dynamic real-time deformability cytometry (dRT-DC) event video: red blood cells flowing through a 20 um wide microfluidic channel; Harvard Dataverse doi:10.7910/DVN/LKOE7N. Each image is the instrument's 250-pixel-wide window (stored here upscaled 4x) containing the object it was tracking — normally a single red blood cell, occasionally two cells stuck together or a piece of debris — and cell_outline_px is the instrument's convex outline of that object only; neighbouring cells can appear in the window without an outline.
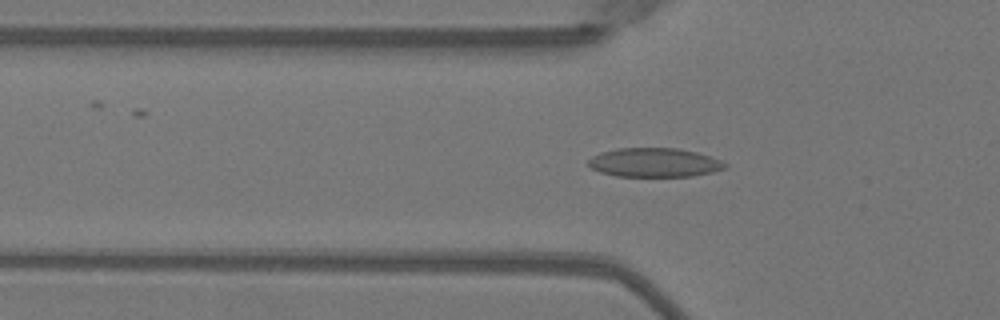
{"species": "Egyptian fruit bat (a non-hibernating species)", "species_latin": "Rousettus aegyptiacus", "temperature_condition": "warm", "stored_images_in_passage": 51, "camera_frame_rate_fps": 3000, "um_per_image_px": 0.085, "animal": {"sex": "female"}, "frame": {"image": 1, "passage_image": 17, "time_ms": 5.333, "image_size_px": [1000, 320], "cell_outline_px": [[728, 168], [712, 172], [692, 176], [616, 176], [600, 172], [592, 168], [588, 164], [588, 160], [592, 156], [600, 152], [616, 148], [676, 148], [696, 152], [720, 160], [728, 164]], "centroid_in_image_um": [55.62, 13.81], "position_along_channel_um": 70.2, "area_um2": 23.12}}
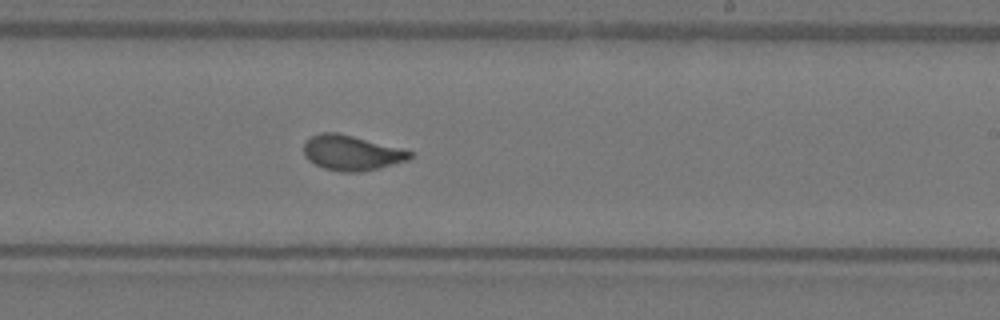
{"frame": {"image": 2, "passage_image": 31, "time_ms": 10.0, "image_size_px": [1000, 320], "cell_outline_px": [[416, 156], [408, 160], [360, 172], [340, 172], [324, 168], [308, 160], [304, 156], [304, 140], [320, 132], [336, 132], [404, 148], [416, 152]], "centroid_in_image_um": [29.92, 12.98], "position_along_channel_um": 259.1, "area_um2": 21.96}}
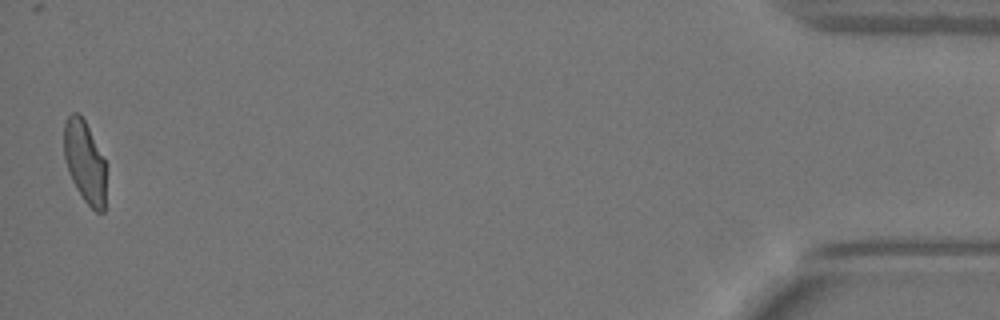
{"frame": {"image": 3, "passage_image": 50, "time_ms": 16.333, "image_size_px": [1000, 320], "cell_outline_px": [[104, 212], [96, 212], [84, 200], [76, 188], [68, 172], [64, 160], [64, 124], [68, 116], [72, 112], [80, 112], [104, 160]], "centroid_in_image_um": [7.16, 13.73], "position_along_channel_um": 428.0, "area_um2": 19.71}}